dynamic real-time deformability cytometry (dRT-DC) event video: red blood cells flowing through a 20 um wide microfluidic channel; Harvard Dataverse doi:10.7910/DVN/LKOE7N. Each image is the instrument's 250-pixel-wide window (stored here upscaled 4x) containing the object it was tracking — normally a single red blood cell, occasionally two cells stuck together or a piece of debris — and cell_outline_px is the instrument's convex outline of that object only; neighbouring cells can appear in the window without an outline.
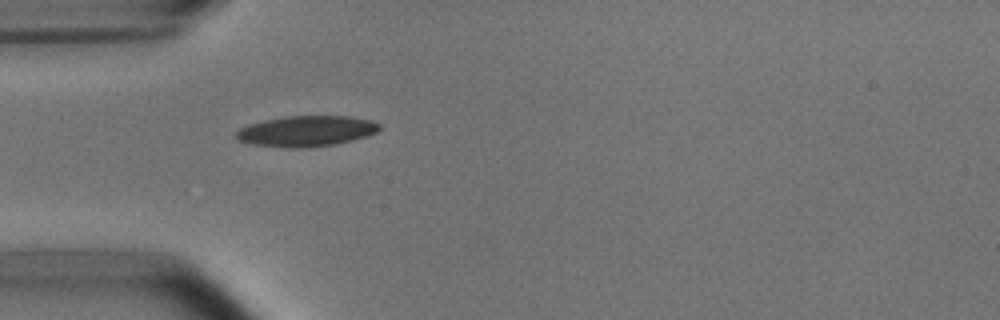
{"species": "common noctule bat (a hibernating species)", "species_latin": "Nyctalus noctula", "temperature_condition": "room temperature", "stored_images_in_passage": 23, "camera_frame_rate_fps": 3000, "um_per_image_px": 0.085, "animal": {"sex": "male", "body_mass_g": 15.6}, "frame": {"image": 1, "passage_image": 1, "time_ms": 0.0, "image_size_px": [1000, 320], "cell_outline_px": [[380, 128], [376, 132], [352, 140], [336, 144], [300, 148], [292, 148], [252, 144], [240, 140], [236, 136], [236, 132], [240, 128], [248, 124], [264, 120], [284, 116], [348, 116], [372, 120], [380, 124]], "centroid_in_image_um": [26.04, 11.13], "position_along_channel_um": 59.0, "area_um2": 25.43}}
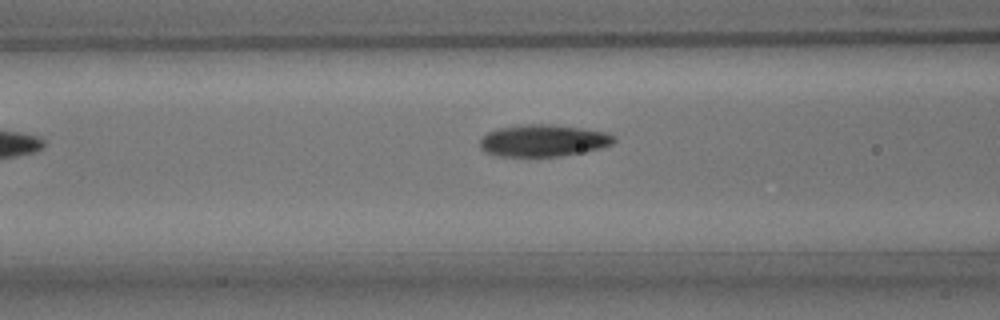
{"frame": {"image": 2, "passage_image": 6, "time_ms": 1.667, "image_size_px": [1000, 320], "cell_outline_px": [[616, 140], [612, 144], [600, 148], [560, 156], [500, 156], [484, 152], [480, 148], [480, 140], [488, 132], [500, 128], [528, 124], [548, 124], [584, 128], [608, 132], [616, 136]], "centroid_in_image_um": [46.21, 11.94], "position_along_channel_um": 120.4, "area_um2": 24.85}}
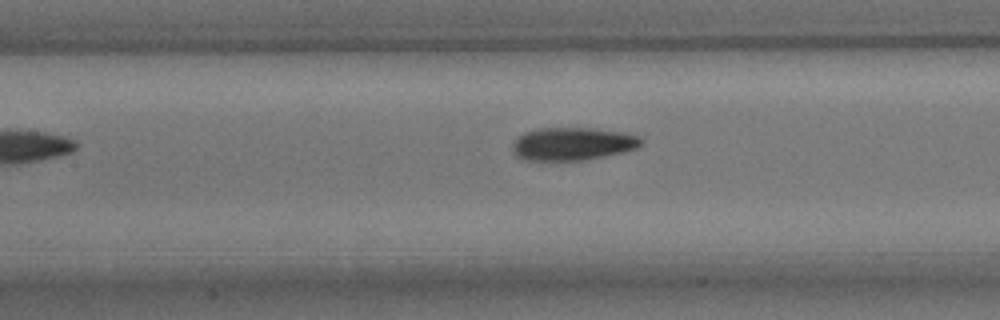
{"frame": {"image": 3, "passage_image": 9, "time_ms": 2.667, "image_size_px": [1000, 320], "cell_outline_px": [[644, 140], [636, 148], [604, 156], [584, 160], [524, 160], [516, 156], [512, 152], [512, 144], [516, 136], [524, 132], [536, 128], [596, 128], [620, 132], [640, 136]], "centroid_in_image_um": [48.61, 12.22], "position_along_channel_um": 158.8, "area_um2": 24.8}}